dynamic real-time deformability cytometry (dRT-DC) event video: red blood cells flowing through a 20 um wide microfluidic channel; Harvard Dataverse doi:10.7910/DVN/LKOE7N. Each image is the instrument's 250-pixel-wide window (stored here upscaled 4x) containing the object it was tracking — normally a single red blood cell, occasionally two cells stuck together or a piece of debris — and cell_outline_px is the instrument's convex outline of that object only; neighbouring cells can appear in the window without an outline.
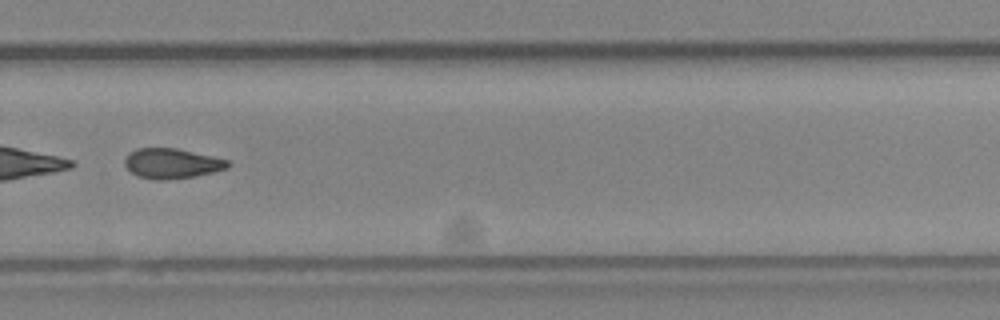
{"species": "Egyptian fruit bat (a non-hibernating species)", "species_latin": "Rousettus aegyptiacus", "temperature_condition": "cold", "stored_images_in_passage": 50, "segment_of_instrument_passage": [2, 2], "camera_frame_rate_fps": 3000, "um_per_image_px": 0.085, "animal": {"sex": "female"}, "frame": {"image": 1, "passage_image": 35, "time_ms": 11.333, "image_size_px": [1000, 320], "cell_outline_px": [[232, 164], [228, 168], [212, 172], [192, 176], [160, 180], [156, 180], [136, 176], [124, 164], [124, 160], [128, 152], [136, 148], [176, 148], [212, 156], [228, 160]], "centroid_in_image_um": [14.58, 13.88], "position_along_channel_um": 315.2, "area_um2": 17.98}}